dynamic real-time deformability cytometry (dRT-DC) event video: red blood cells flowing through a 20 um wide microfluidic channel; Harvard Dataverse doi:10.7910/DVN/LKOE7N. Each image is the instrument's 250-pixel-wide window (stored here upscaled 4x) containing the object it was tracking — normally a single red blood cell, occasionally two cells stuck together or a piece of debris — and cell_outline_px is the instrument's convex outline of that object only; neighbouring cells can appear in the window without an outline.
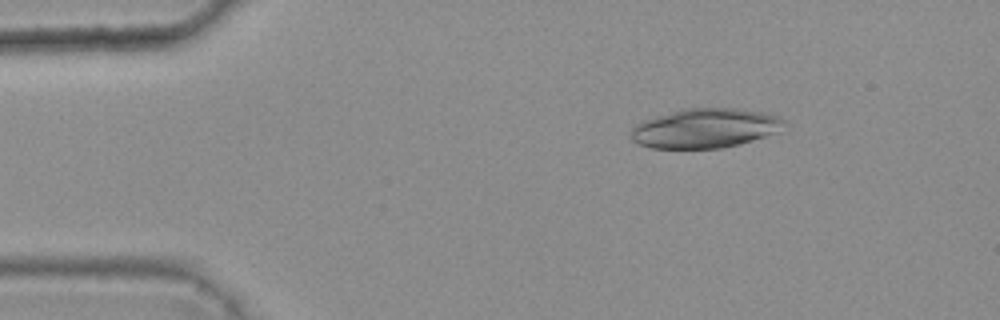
{"species": "common noctule bat (a hibernating species)", "species_latin": "Nyctalus noctula", "temperature_condition": "warm", "stored_images_in_passage": 5, "camera_frame_rate_fps": 3000, "um_per_image_px": 0.085, "animal": {"sex": "female", "body_mass_g": 25.1}, "frame": {"image": 1, "passage_image": 3, "time_ms": 0.667, "image_size_px": [1000, 320], "cell_outline_px": [[784, 120], [780, 132], [740, 144], [720, 148], [652, 148], [636, 144], [632, 140], [632, 128], [636, 124], [644, 120], [684, 108], [736, 108], [764, 112], [776, 116]], "centroid_in_image_um": [59.94, 10.9], "position_along_channel_um": 25.1, "area_um2": 35.14}}